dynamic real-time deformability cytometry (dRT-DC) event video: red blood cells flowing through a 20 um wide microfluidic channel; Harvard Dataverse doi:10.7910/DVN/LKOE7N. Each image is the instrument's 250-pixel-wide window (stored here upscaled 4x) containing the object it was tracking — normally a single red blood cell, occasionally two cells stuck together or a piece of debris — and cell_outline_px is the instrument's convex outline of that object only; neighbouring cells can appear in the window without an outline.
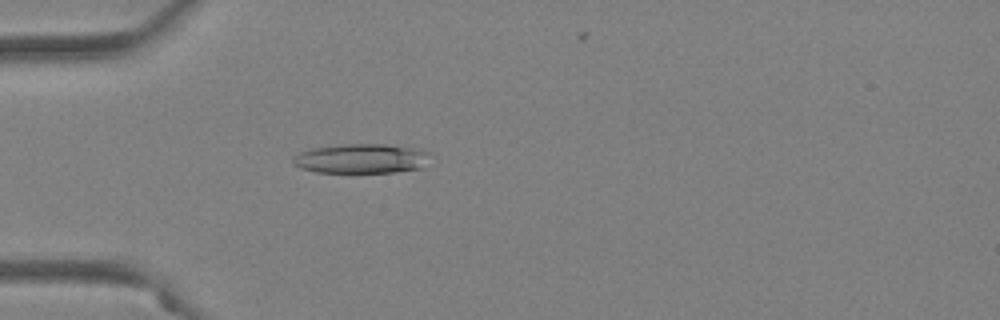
{"species": "Egyptian fruit bat (a non-hibernating species)", "species_latin": "Rousettus aegyptiacus", "temperature_condition": "warm", "stored_images_in_passage": 49, "camera_frame_rate_fps": 3000, "um_per_image_px": 0.085, "animal": {"sex": "female"}, "frame": {"image": 1, "passage_image": 16, "time_ms": 5.0, "image_size_px": [1000, 320], "cell_outline_px": [[432, 152], [420, 168], [396, 172], [316, 172], [300, 168], [292, 164], [292, 156], [300, 152], [312, 148], [344, 144], [384, 144], [420, 148]], "centroid_in_image_um": [30.7, 13.47], "position_along_channel_um": 54.3, "area_um2": 23.76}}
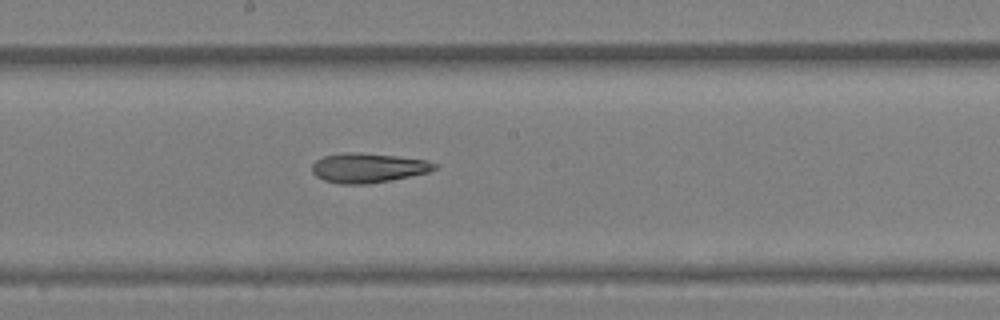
{"frame": {"image": 2, "passage_image": 29, "time_ms": 9.333, "image_size_px": [1000, 320], "cell_outline_px": [[440, 164], [436, 168], [428, 172], [392, 180], [368, 184], [340, 184], [324, 180], [316, 176], [312, 172], [312, 164], [316, 160], [324, 156], [344, 152], [360, 152], [396, 156], [428, 160]], "centroid_in_image_um": [31.3, 14.26], "position_along_channel_um": 216.9, "area_um2": 21.27}}
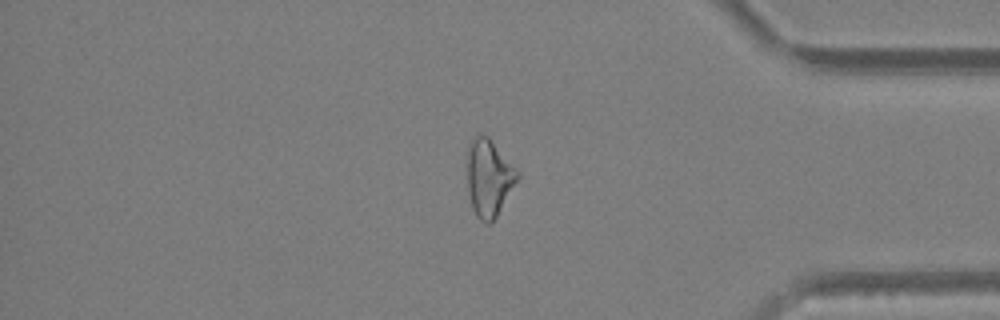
{"frame": {"image": 3, "passage_image": 44, "time_ms": 14.333, "image_size_px": [1000, 320], "cell_outline_px": [[520, 176], [492, 224], [488, 224], [480, 220], [476, 216], [472, 208], [468, 188], [468, 144], [480, 132], [484, 132], [488, 136], [520, 172]], "centroid_in_image_um": [41.57, 15.11], "position_along_channel_um": 393.6, "area_um2": 22.66}, "authors_computed_cell_mechanics": {"area_um2": 22.831, "velocity_mm_per_s": 3.9849, "shape_relaxation_time_tau1_ms": null, "shape_relaxation_time_tau2_ms": 3.9781, "deformation_change_tau1": null, "deformation_change_tau2": 0.1439}}